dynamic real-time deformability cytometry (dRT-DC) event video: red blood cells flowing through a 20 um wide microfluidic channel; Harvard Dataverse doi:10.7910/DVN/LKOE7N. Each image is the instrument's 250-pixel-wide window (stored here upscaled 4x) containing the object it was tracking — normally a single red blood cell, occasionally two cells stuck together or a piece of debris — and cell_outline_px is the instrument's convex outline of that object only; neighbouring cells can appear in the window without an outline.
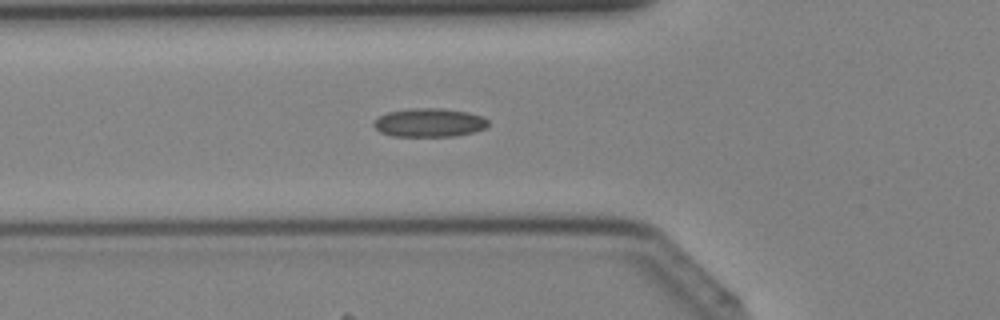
{"species": "Egyptian fruit bat (a non-hibernating species)", "species_latin": "Rousettus aegyptiacus", "temperature_condition": "cold", "stored_images_in_passage": 41, "camera_frame_rate_fps": 3000, "um_per_image_px": 0.085, "animal": {"sex": "female"}, "frame": {"image": 1, "passage_image": 14, "time_ms": 4.333, "image_size_px": [1000, 320], "cell_outline_px": [[488, 124], [484, 128], [472, 132], [456, 136], [392, 136], [380, 132], [372, 124], [380, 116], [388, 112], [412, 108], [440, 108], [468, 112], [484, 116], [488, 120]], "centroid_in_image_um": [36.5, 10.42], "position_along_channel_um": 89.3, "area_um2": 19.02}}
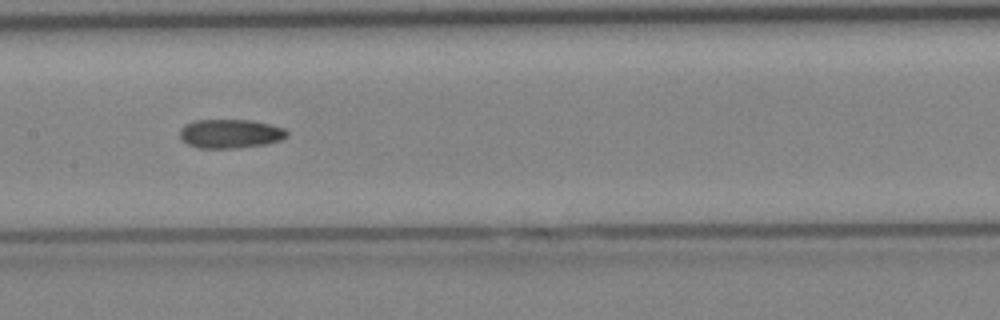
{"frame": {"image": 2, "passage_image": 20, "time_ms": 6.333, "image_size_px": [1000, 320], "cell_outline_px": [[288, 136], [280, 140], [264, 144], [236, 148], [200, 148], [188, 144], [180, 136], [180, 128], [184, 124], [192, 120], [248, 120], [268, 124], [284, 128], [288, 132]], "centroid_in_image_um": [19.55, 11.36], "position_along_channel_um": 187.8, "area_um2": 17.98}}
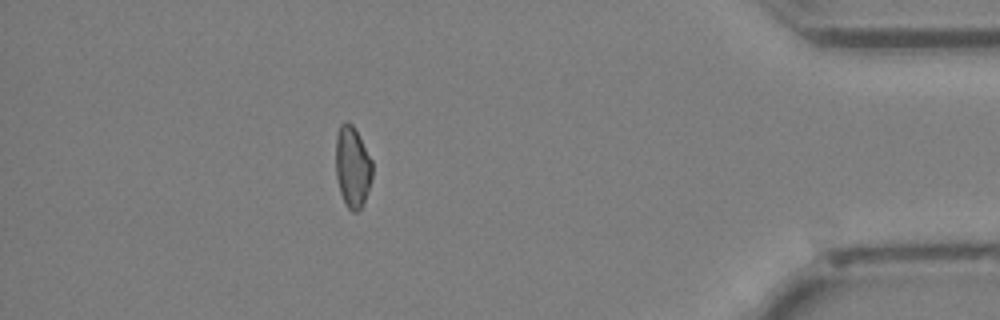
{"frame": {"image": 3, "passage_image": 36, "time_ms": 11.667, "image_size_px": [1000, 320], "cell_outline_px": [[372, 176], [364, 204], [356, 212], [352, 212], [348, 208], [340, 192], [336, 176], [336, 136], [340, 124], [344, 120], [348, 120], [352, 124], [372, 160]], "centroid_in_image_um": [29.95, 14.17], "position_along_channel_um": 405.2, "area_um2": 17.28}}